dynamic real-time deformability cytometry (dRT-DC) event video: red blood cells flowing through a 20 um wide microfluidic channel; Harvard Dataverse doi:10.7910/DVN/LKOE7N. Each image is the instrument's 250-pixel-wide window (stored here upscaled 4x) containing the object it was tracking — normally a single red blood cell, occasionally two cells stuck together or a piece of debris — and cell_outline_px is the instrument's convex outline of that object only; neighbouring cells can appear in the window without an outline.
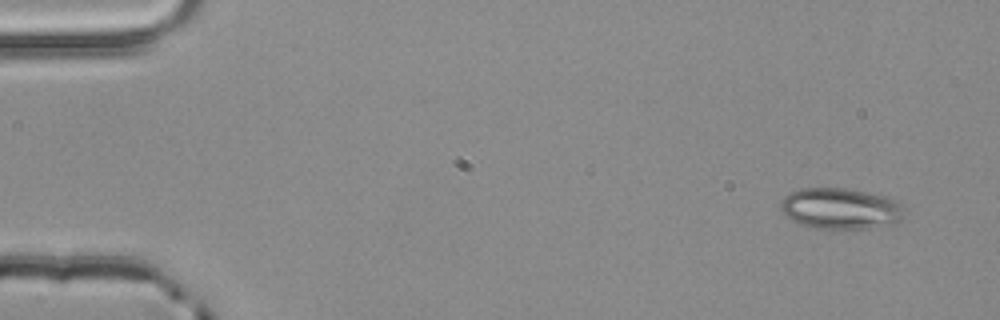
{"species": "common noctule bat (a hibernating species)", "species_latin": "Nyctalus noctula", "temperature_condition": "room temperature", "stored_images_in_passage": 3, "camera_frame_rate_fps": 3000, "um_per_image_px": 0.085, "animal": {"sex": "male", "body_mass_g": 20.4}, "frame": {"image": 1, "passage_image": 1, "time_ms": 0.0, "image_size_px": [1000, 320], "cell_outline_px": [[904, 216], [900, 220], [892, 224], [868, 228], [816, 228], [800, 224], [784, 216], [780, 208], [780, 200], [788, 192], [800, 188], [844, 188], [884, 196], [896, 200], [900, 204], [904, 212]], "centroid_in_image_um": [71.39, 17.72], "position_along_channel_um": 13.6, "area_um2": 29.59}}
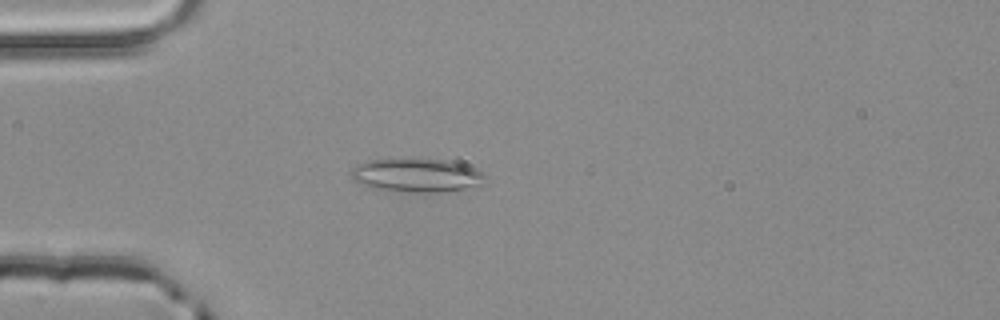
{"frame": {"image": 2, "passage_image": 3, "time_ms": 0.667, "image_size_px": [1000, 320], "cell_outline_px": [[488, 176], [464, 188], [440, 192], [384, 192], [360, 184], [352, 180], [352, 168], [356, 164], [368, 160], [400, 156], [428, 156], [452, 160], [464, 164], [484, 172]], "centroid_in_image_um": [35.3, 14.83], "position_along_channel_um": 49.7, "area_um2": 27.63}}